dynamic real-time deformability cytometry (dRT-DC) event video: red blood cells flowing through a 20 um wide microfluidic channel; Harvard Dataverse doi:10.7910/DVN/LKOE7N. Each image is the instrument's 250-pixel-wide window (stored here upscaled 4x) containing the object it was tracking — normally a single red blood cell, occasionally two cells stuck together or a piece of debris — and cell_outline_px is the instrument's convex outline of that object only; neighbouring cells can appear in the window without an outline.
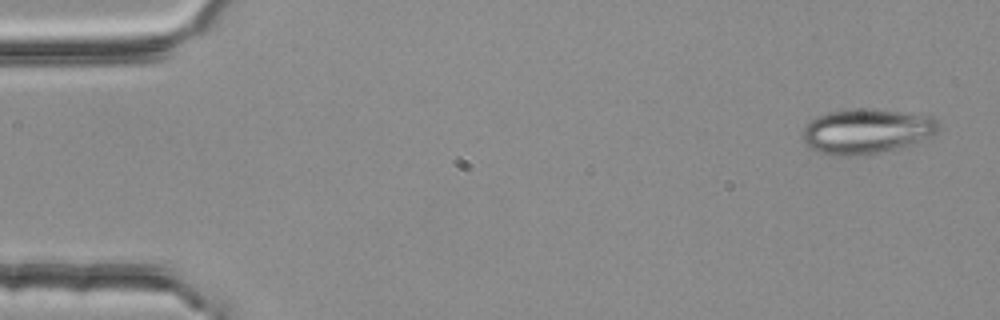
{"species": "common noctule bat (a hibernating species)", "species_latin": "Nyctalus noctula", "temperature_condition": "room temperature", "stored_images_in_passage": 4, "camera_frame_rate_fps": 3000, "um_per_image_px": 0.085, "animal": {"sex": "female", "body_mass_g": 25.1}, "frame": {"image": 1, "passage_image": 1, "time_ms": 0.0, "image_size_px": [1000, 320], "cell_outline_px": [[940, 128], [932, 136], [924, 140], [900, 148], [876, 152], [840, 156], [820, 152], [808, 148], [804, 144], [800, 136], [804, 128], [812, 120], [828, 112], [868, 108], [932, 116], [936, 120]], "centroid_in_image_um": [73.65, 11.16], "position_along_channel_um": 11.3, "area_um2": 35.2}}